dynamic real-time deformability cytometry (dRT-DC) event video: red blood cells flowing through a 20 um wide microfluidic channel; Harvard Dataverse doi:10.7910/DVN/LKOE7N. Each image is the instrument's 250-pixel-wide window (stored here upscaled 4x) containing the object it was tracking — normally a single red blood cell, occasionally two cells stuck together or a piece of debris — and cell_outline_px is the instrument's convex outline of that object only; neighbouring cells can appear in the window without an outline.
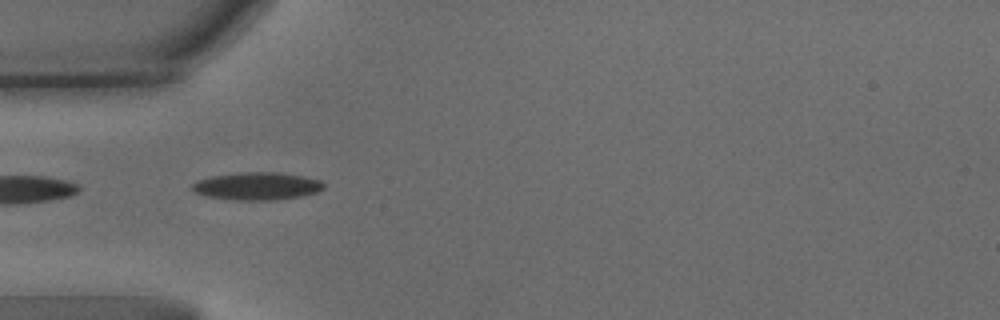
{"species": "common noctule bat (a hibernating species)", "species_latin": "Nyctalus noctula", "temperature_condition": "warm", "stored_images_in_passage": 20, "camera_frame_rate_fps": 3000, "um_per_image_px": 0.085, "animal": {"sex": "male", "body_mass_g": 15.6}, "frame": {"image": 1, "passage_image": 1, "time_ms": 0.0, "image_size_px": [1000, 320], "cell_outline_px": [[324, 188], [316, 192], [300, 196], [276, 200], [236, 200], [208, 196], [196, 192], [192, 188], [192, 184], [196, 180], [212, 176], [236, 172], [280, 172], [304, 176], [320, 180], [324, 184]], "centroid_in_image_um": [21.86, 15.8], "position_along_channel_um": 63.1, "area_um2": 21.21}}
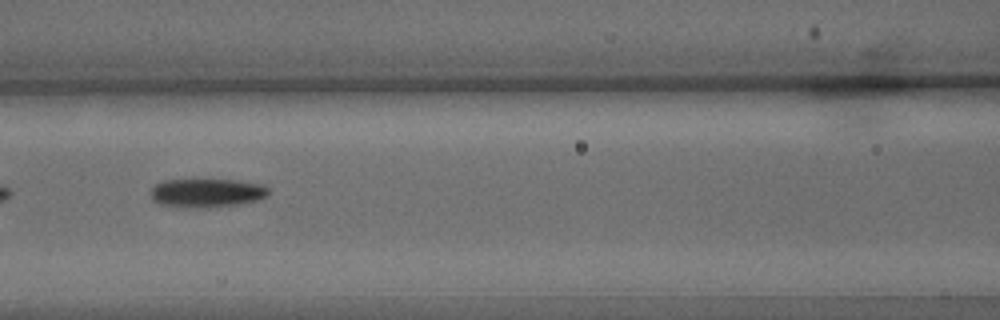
{"frame": {"image": 2, "passage_image": 9, "time_ms": 2.667, "image_size_px": [1000, 320], "cell_outline_px": [[268, 196], [256, 200], [236, 204], [208, 208], [184, 208], [160, 204], [152, 200], [152, 188], [156, 184], [164, 180], [192, 176], [236, 180], [260, 184], [268, 188]], "centroid_in_image_um": [17.51, 16.35], "position_along_channel_um": 149.1, "area_um2": 20.69}}